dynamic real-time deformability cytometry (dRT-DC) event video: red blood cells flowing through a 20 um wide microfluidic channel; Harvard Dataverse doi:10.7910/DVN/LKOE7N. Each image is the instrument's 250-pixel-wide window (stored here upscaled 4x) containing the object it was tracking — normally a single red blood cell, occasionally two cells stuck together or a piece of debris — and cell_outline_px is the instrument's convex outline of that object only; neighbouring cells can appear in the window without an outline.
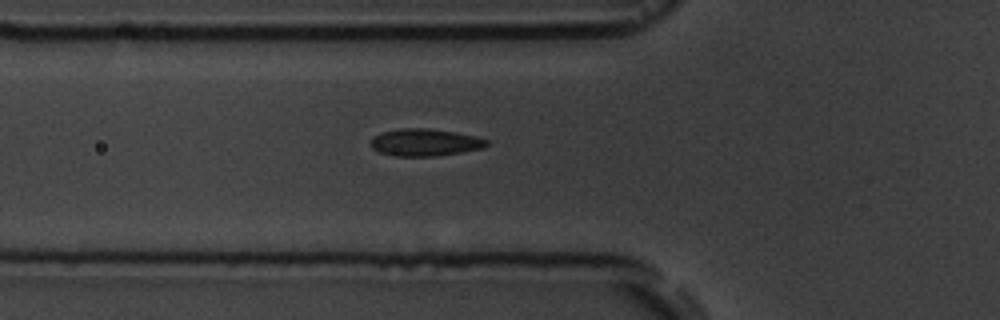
{"species": "common noctule bat (a hibernating species)", "species_latin": "Nyctalus noctula", "temperature_condition": "room temperature", "stored_images_in_passage": 36, "camera_frame_rate_fps": 3000, "um_per_image_px": 0.085, "animal": {"sex": "male", "body_mass_g": 19.5, "forearm_length_mm": 54.6}, "frame": {"image": 1, "passage_image": 2, "time_ms": 0.333, "image_size_px": [1000, 320], "cell_outline_px": [[488, 144], [484, 148], [436, 156], [392, 156], [380, 152], [372, 148], [372, 136], [380, 132], [400, 128], [428, 128], [456, 132], [476, 136], [488, 140]], "centroid_in_image_um": [36.11, 12.1], "position_along_channel_um": 89.7, "area_um2": 18.5}}
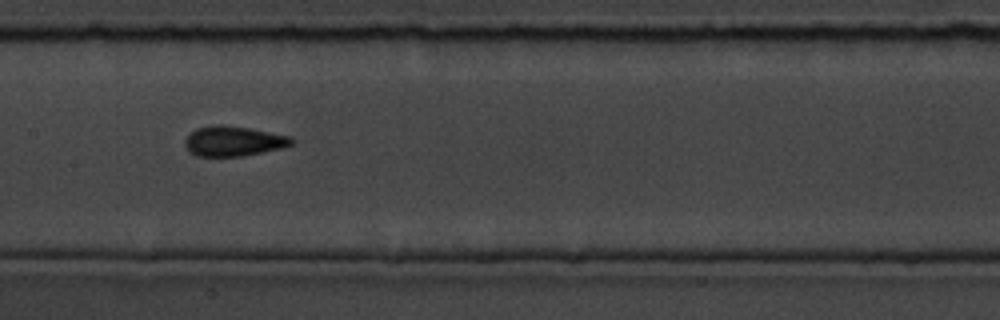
{"frame": {"image": 2, "passage_image": 10, "time_ms": 3.0, "image_size_px": [1000, 320], "cell_outline_px": [[296, 140], [292, 144], [284, 148], [240, 156], [196, 156], [188, 152], [184, 144], [184, 140], [196, 128], [216, 124], [220, 124], [248, 128], [292, 136]], "centroid_in_image_um": [19.85, 12.0], "position_along_channel_um": 187.5, "area_um2": 18.79}}
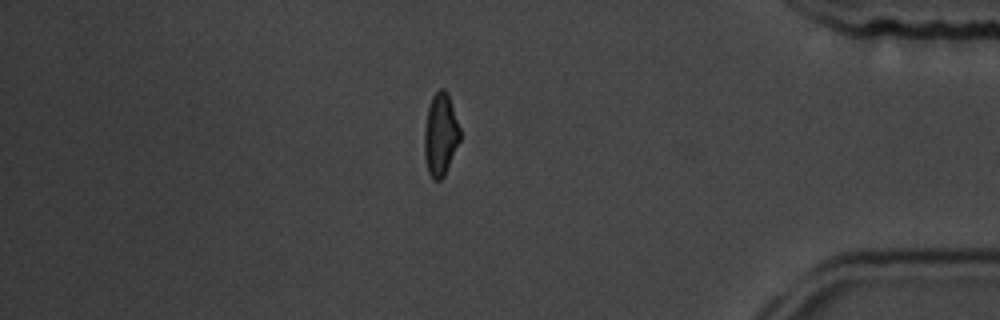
{"frame": {"image": 3, "passage_image": 30, "time_ms": 9.667, "image_size_px": [1000, 320], "cell_outline_px": [[460, 140], [444, 176], [440, 180], [432, 180], [428, 172], [424, 156], [424, 128], [428, 108], [432, 96], [440, 88], [444, 88], [448, 92], [460, 128]], "centroid_in_image_um": [37.43, 11.43], "position_along_channel_um": 397.8, "area_um2": 17.28}}